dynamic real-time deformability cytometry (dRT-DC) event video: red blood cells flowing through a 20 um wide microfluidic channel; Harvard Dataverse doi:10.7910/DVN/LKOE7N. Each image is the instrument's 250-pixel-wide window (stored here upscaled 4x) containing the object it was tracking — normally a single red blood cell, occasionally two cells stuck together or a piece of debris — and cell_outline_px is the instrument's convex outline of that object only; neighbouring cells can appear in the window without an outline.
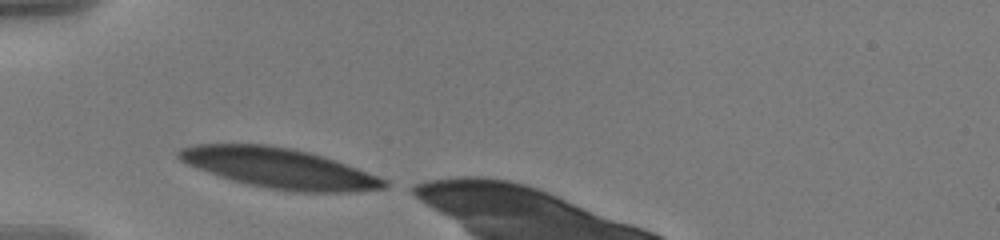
{"species": "human", "species_latin": "Homo sapiens", "temperature_condition": "warm", "stored_images_in_passage": 33, "camera_frame_rate_fps": 3000, "um_per_image_px": 0.085, "donor": {"sex": "male"}, "frame": {"image": 1, "passage_image": 1, "time_ms": 0.0, "image_size_px": [1000, 240], "cell_outline_px": [[388, 188], [352, 192], [292, 192], [268, 188], [248, 184], [232, 180], [208, 172], [188, 164], [180, 160], [176, 156], [176, 152], [180, 148], [192, 144], [268, 144], [292, 148], [324, 156], [336, 160], [388, 180]], "centroid_in_image_um": [23.75, 14.29], "position_along_channel_um": 61.3, "area_um2": 48.15}}
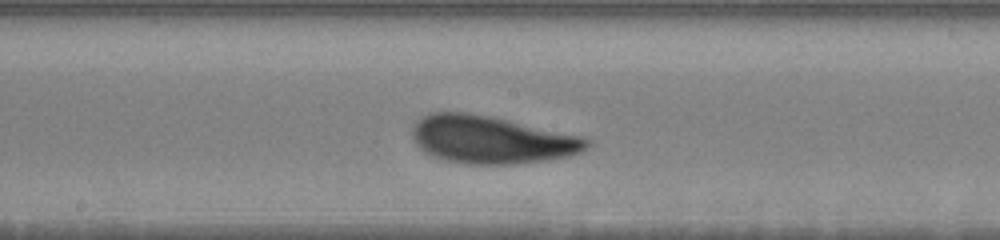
{"frame": {"image": 2, "passage_image": 14, "time_ms": 4.333, "image_size_px": [1000, 240], "cell_outline_px": [[592, 144], [588, 148], [580, 152], [568, 156], [548, 160], [520, 164], [468, 164], [448, 160], [436, 156], [428, 152], [416, 144], [412, 140], [412, 124], [416, 120], [428, 112], [468, 112], [492, 116], [584, 136], [592, 140]], "centroid_in_image_um": [41.82, 11.85], "position_along_channel_um": 206.4, "area_um2": 48.96}}
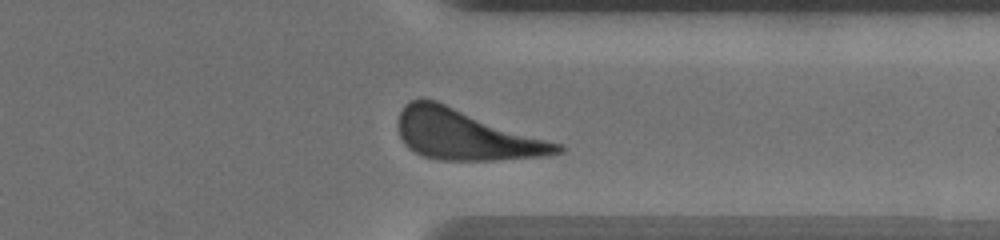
{"frame": {"image": 3, "passage_image": 28, "time_ms": 9.0, "image_size_px": [1000, 240], "cell_outline_px": [[564, 152], [544, 156], [496, 160], [440, 160], [424, 156], [408, 148], [404, 144], [400, 136], [396, 124], [400, 112], [404, 104], [408, 100], [436, 100], [564, 144]], "centroid_in_image_um": [39.62, 11.45], "position_along_channel_um": 371.8, "area_um2": 47.11}}